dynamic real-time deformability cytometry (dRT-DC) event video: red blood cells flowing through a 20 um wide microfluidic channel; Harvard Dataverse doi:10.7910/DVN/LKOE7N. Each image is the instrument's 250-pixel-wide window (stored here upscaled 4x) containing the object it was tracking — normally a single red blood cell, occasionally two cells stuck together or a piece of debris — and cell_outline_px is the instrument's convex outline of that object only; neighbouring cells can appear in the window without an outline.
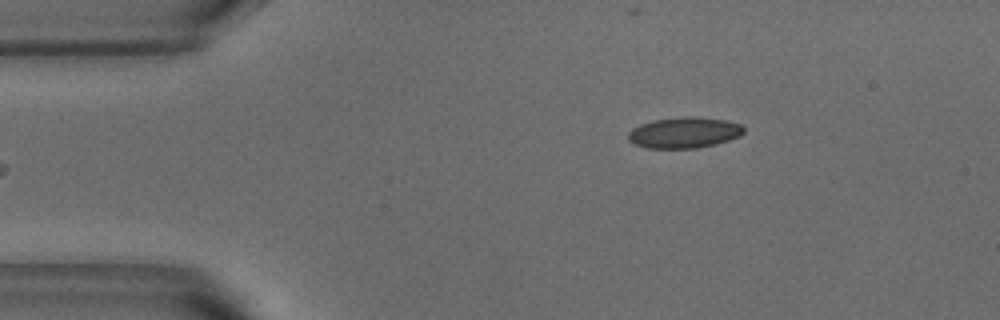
{"species": "common noctule bat (a hibernating species)", "species_latin": "Nyctalus noctula", "temperature_condition": "warm", "stored_images_in_passage": 46, "camera_frame_rate_fps": 3000, "um_per_image_px": 0.085, "animal": {"sex": "male", "body_mass_g": 18.8}, "frame": {"image": 1, "passage_image": 1, "time_ms": 0.0, "image_size_px": [1000, 320], "cell_outline_px": [[744, 132], [740, 136], [728, 140], [696, 148], [648, 148], [636, 144], [628, 140], [628, 132], [632, 128], [640, 124], [652, 120], [684, 116], [692, 116], [724, 120], [740, 124], [744, 128]], "centroid_in_image_um": [58.13, 11.26], "position_along_channel_um": 26.9, "area_um2": 20.69}}
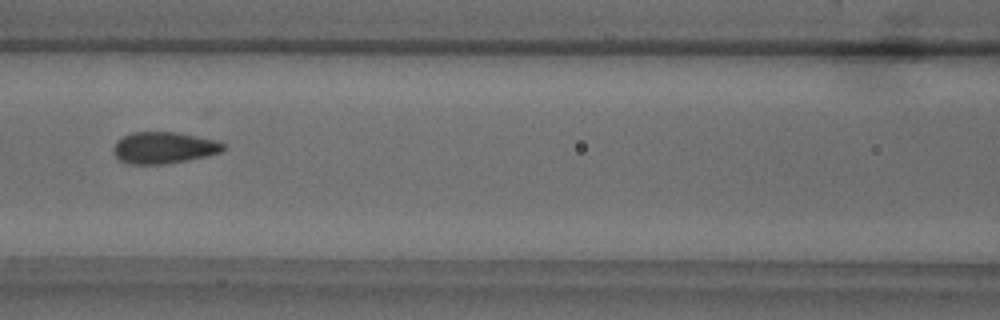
{"frame": {"image": 2, "passage_image": 15, "time_ms": 4.667, "image_size_px": [1000, 320], "cell_outline_px": [[224, 148], [220, 152], [188, 160], [168, 164], [128, 164], [120, 160], [112, 152], [112, 148], [116, 140], [132, 132], [176, 132], [216, 140], [224, 144]], "centroid_in_image_um": [13.87, 12.56], "position_along_channel_um": 152.7, "area_um2": 20.23}}
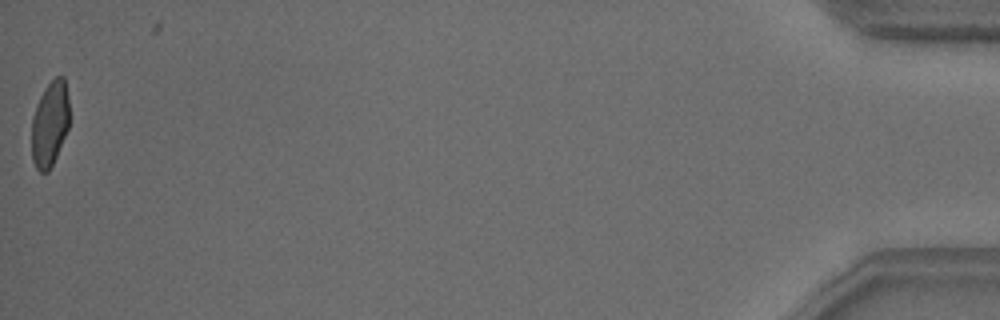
{"frame": {"image": 3, "passage_image": 45, "time_ms": 14.667, "image_size_px": [1000, 320], "cell_outline_px": [[68, 128], [56, 156], [48, 172], [40, 172], [36, 168], [32, 160], [32, 116], [36, 104], [44, 88], [56, 76], [64, 76], [68, 96]], "centroid_in_image_um": [4.22, 10.51], "position_along_channel_um": 431.0, "area_um2": 18.67}, "authors_computed_cell_mechanics": {"area_um2": 20.4034, "velocity_mm_per_s": 3.8002, "shape_relaxation_time_tau1_ms": 8.7938, "shape_relaxation_time_tau2_ms": 0.704, "deformation_change_tau1": 0.1801, "deformation_change_tau2": 0.0487}}